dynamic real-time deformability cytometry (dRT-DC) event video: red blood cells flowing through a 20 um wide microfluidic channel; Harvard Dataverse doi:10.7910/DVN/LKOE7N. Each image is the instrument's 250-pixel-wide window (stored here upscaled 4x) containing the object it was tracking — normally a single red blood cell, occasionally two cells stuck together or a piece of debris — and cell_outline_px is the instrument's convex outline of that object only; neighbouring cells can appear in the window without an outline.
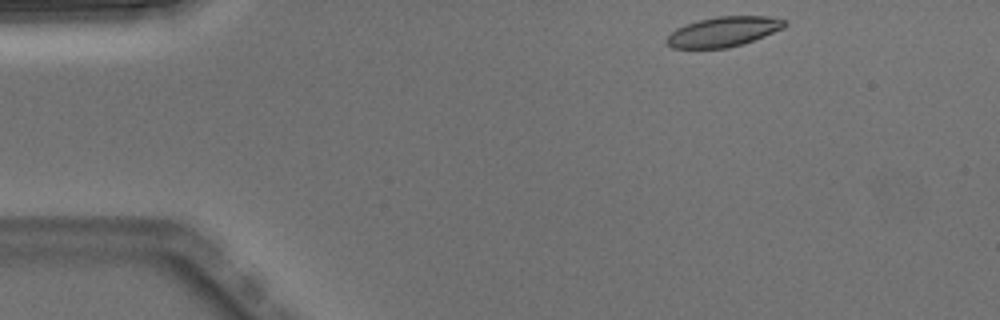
{"species": "Egyptian fruit bat (a non-hibernating species)", "species_latin": "Rousettus aegyptiacus", "temperature_condition": "warm", "stored_images_in_passage": 3, "camera_frame_rate_fps": 3000, "um_per_image_px": 0.085, "animal": {"sex": "male"}, "frame": {"image": 1, "passage_image": 1, "time_ms": 0.0, "image_size_px": [1000, 320], "cell_outline_px": [[788, 24], [784, 28], [744, 44], [728, 48], [672, 48], [664, 40], [676, 28], [700, 20], [716, 16], [768, 16], [788, 20]], "centroid_in_image_um": [61.54, 2.69], "position_along_channel_um": 23.5, "area_um2": 20.63}}